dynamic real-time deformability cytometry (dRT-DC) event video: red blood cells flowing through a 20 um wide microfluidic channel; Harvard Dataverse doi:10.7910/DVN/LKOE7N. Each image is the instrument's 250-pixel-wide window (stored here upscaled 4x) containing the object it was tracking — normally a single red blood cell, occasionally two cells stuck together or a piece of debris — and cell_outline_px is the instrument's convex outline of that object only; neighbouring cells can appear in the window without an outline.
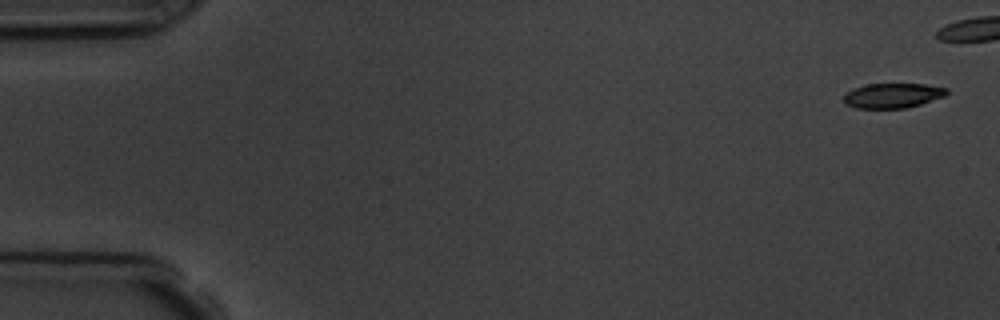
{"species": "common noctule bat (a hibernating species)", "species_latin": "Nyctalus noctula", "temperature_condition": "room temperature", "stored_images_in_passage": 6, "camera_frame_rate_fps": 3000, "um_per_image_px": 0.085, "animal": {"sex": "male", "body_mass_g": 19.5, "forearm_length_mm": 54.6}, "frame": {"image": 1, "passage_image": 1, "time_ms": 0.0, "image_size_px": [1000, 320], "cell_outline_px": [[948, 92], [944, 96], [920, 104], [904, 108], [856, 108], [844, 104], [844, 96], [852, 88], [868, 84], [924, 84], [948, 88]], "centroid_in_image_um": [75.86, 8.12], "position_along_channel_um": 9.1, "area_um2": 14.8}}
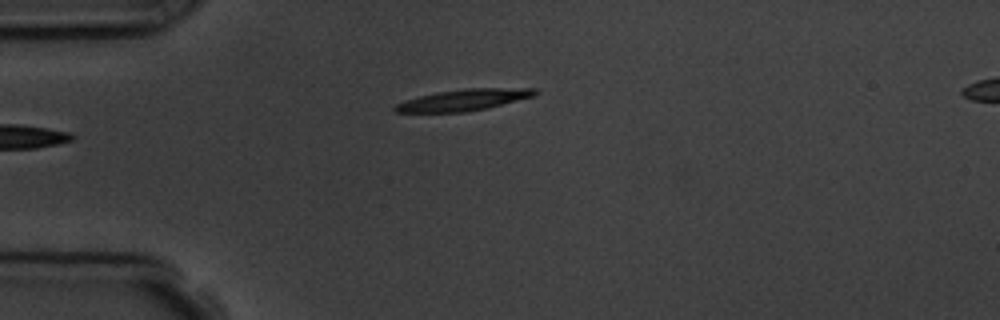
{"frame": {"image": 2, "passage_image": 6, "time_ms": 5.667, "image_size_px": [1000, 320], "cell_outline_px": [[540, 92], [532, 96], [488, 108], [468, 112], [396, 112], [392, 108], [396, 104], [404, 100], [436, 92], [464, 88], [536, 88]], "centroid_in_image_um": [39.41, 8.49], "position_along_channel_um": 45.6, "area_um2": 17.46}}